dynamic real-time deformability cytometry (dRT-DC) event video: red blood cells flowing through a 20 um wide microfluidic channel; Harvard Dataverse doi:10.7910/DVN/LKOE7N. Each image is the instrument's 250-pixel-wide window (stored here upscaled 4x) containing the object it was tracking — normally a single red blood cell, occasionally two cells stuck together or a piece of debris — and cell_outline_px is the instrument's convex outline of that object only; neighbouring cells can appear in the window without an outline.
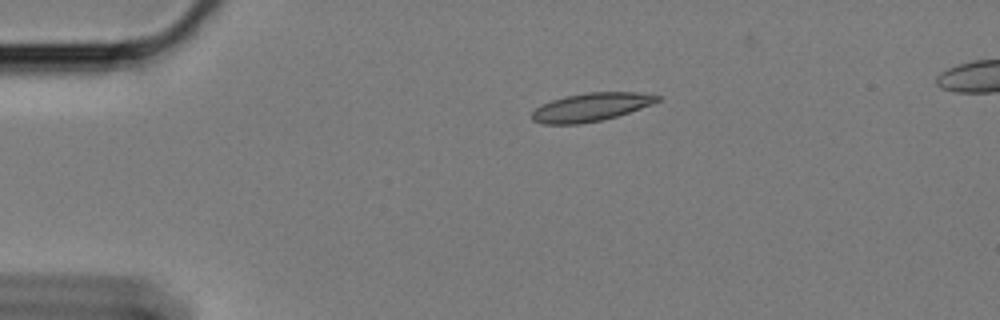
{"species": "Egyptian fruit bat (a non-hibernating species)", "species_latin": "Rousettus aegyptiacus", "temperature_condition": "cold", "stored_images_in_passage": 48, "camera_frame_rate_fps": 3000, "um_per_image_px": 0.085, "animal": {"sex": "female"}, "frame": {"image": 1, "passage_image": 1, "time_ms": 0.0, "image_size_px": [1000, 320], "cell_outline_px": [[660, 100], [652, 104], [616, 116], [600, 120], [580, 124], [544, 124], [532, 120], [532, 112], [540, 104], [564, 96], [588, 92], [636, 92], [660, 96]], "centroid_in_image_um": [50.19, 9.1], "position_along_channel_um": 34.8, "area_um2": 20.52}}
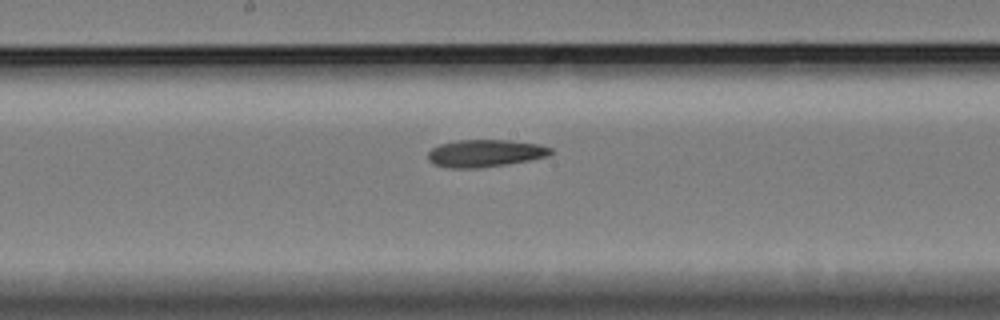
{"frame": {"image": 2, "passage_image": 20, "time_ms": 6.333, "image_size_px": [1000, 320], "cell_outline_px": [[552, 152], [548, 156], [528, 160], [504, 164], [476, 168], [448, 168], [432, 164], [428, 160], [428, 152], [432, 148], [440, 144], [460, 140], [508, 140], [540, 144], [552, 148]], "centroid_in_image_um": [41.21, 13.02], "position_along_channel_um": 207.0, "area_um2": 19.48}}
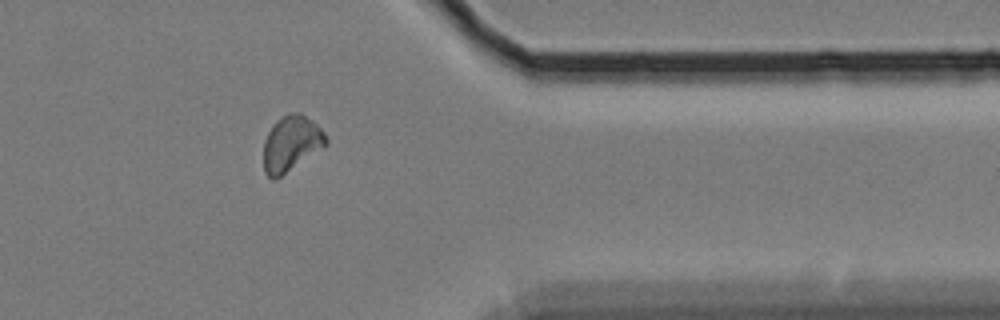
{"frame": {"image": 3, "passage_image": 37, "time_ms": 12.0, "image_size_px": [1000, 320], "cell_outline_px": [[328, 144], [280, 176], [272, 180], [264, 172], [264, 140], [272, 124], [276, 120], [288, 112], [300, 112], [312, 120], [324, 132], [328, 140]], "centroid_in_image_um": [24.74, 12.16], "position_along_channel_um": 386.7, "area_um2": 20.11}}